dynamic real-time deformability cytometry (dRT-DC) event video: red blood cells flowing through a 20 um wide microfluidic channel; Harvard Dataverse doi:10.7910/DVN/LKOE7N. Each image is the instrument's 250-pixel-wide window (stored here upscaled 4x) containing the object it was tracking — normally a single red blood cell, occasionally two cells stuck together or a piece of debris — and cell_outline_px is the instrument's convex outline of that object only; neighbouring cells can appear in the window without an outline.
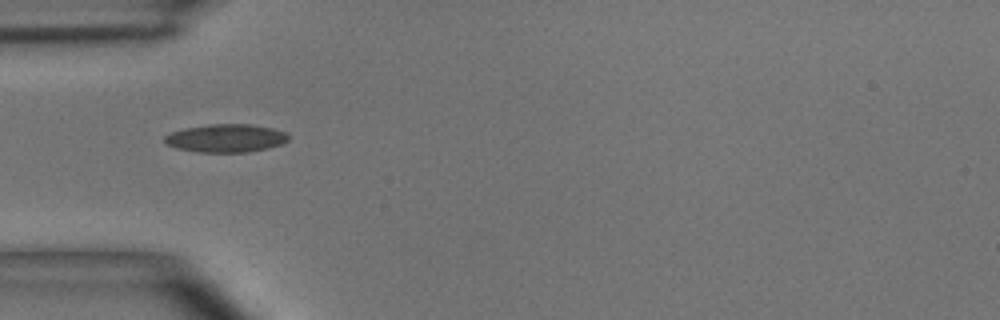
{"species": "common noctule bat (a hibernating species)", "species_latin": "Nyctalus noctula", "temperature_condition": "room temperature", "stored_images_in_passage": 35, "camera_frame_rate_fps": 3000, "um_per_image_px": 0.085, "animal": {"sex": "male", "body_mass_g": 15.6}, "frame": {"image": 1, "passage_image": 1, "time_ms": 0.0, "image_size_px": [1000, 320], "cell_outline_px": [[288, 140], [280, 144], [268, 148], [248, 152], [196, 152], [176, 148], [168, 144], [164, 140], [164, 136], [172, 132], [184, 128], [208, 124], [248, 124], [272, 128], [284, 132], [288, 136]], "centroid_in_image_um": [19.18, 11.74], "position_along_channel_um": 65.8, "area_um2": 20.17}}
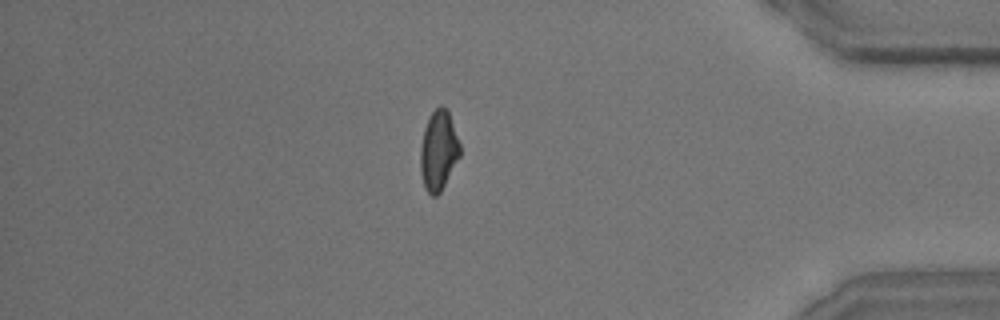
{"frame": {"image": 2, "passage_image": 28, "time_ms": 9.0, "image_size_px": [1000, 320], "cell_outline_px": [[460, 156], [440, 192], [436, 196], [432, 196], [424, 188], [420, 172], [420, 148], [424, 128], [428, 116], [440, 104], [448, 112], [460, 144]], "centroid_in_image_um": [37.25, 12.81], "position_along_channel_um": 398.0, "area_um2": 18.32}}
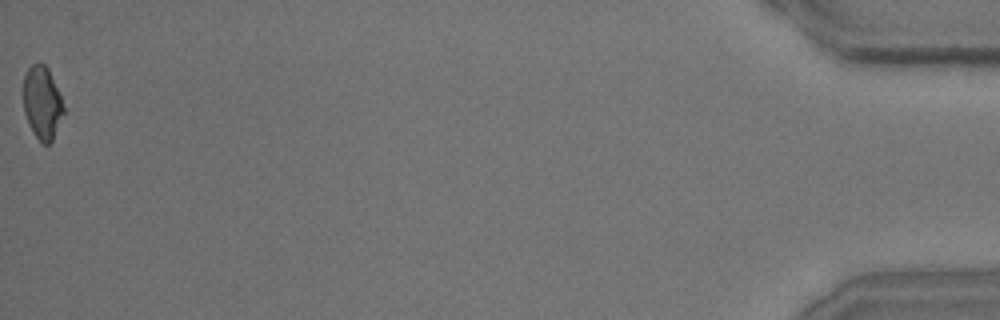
{"frame": {"image": 3, "passage_image": 35, "time_ms": 11.333, "image_size_px": [1000, 320], "cell_outline_px": [[64, 112], [52, 140], [48, 144], [44, 144], [32, 132], [28, 124], [24, 112], [24, 76], [28, 68], [32, 64], [44, 64], [48, 68], [60, 96], [64, 108]], "centroid_in_image_um": [3.57, 8.74], "position_along_channel_um": 431.6, "area_um2": 16.76}, "authors_computed_cell_mechanics": {"area_um2": 18.3804, "velocity_mm_per_s": 4.0679, "shape_relaxation_time_tau1_ms": 4.6769, "shape_relaxation_time_tau2_ms": 1.646, "deformation_change_tau1": 0.1342, "deformation_change_tau2": 0.0788}}